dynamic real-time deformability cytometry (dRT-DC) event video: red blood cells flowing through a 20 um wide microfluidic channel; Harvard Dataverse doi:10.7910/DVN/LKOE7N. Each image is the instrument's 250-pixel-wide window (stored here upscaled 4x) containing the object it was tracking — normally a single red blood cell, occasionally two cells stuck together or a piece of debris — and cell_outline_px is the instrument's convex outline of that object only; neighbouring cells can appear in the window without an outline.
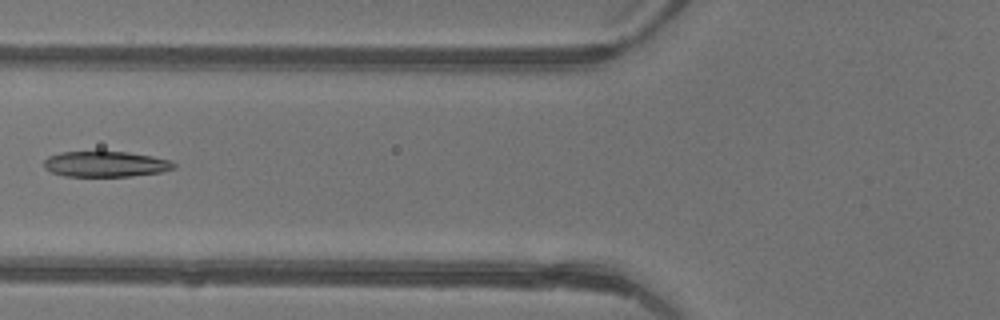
{"species": "common noctule bat (a hibernating species)", "species_latin": "Nyctalus noctula", "temperature_condition": "warm", "stored_images_in_passage": 4, "camera_frame_rate_fps": 3000, "um_per_image_px": 0.085, "animal": {"sex": "female"}, "frame": {"image": 1, "passage_image": 4, "time_ms": 1.0, "image_size_px": [1000, 320], "cell_outline_px": [[176, 168], [160, 172], [132, 176], [64, 176], [52, 172], [44, 168], [44, 160], [48, 156], [60, 152], [128, 152], [152, 156], [172, 160], [176, 164]], "centroid_in_image_um": [8.99, 13.95], "position_along_channel_um": 116.8, "area_um2": 19.42}}